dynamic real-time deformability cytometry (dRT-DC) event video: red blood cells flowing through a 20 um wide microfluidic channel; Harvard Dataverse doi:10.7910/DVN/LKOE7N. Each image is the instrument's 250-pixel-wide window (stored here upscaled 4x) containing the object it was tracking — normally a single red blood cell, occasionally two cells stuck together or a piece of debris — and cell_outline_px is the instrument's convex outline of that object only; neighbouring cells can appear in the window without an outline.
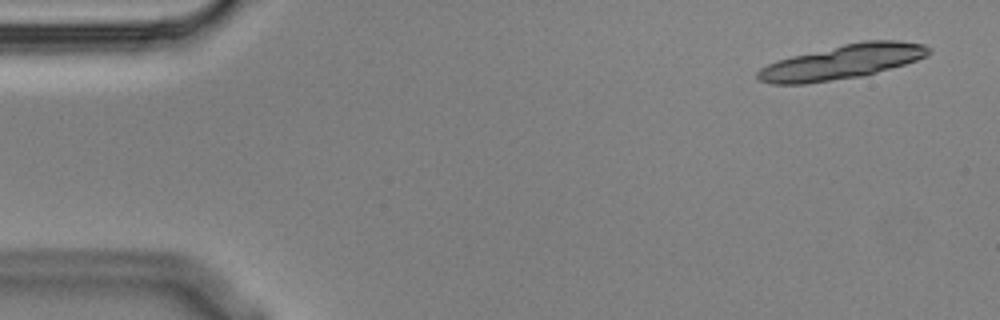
{"species": "Egyptian fruit bat (a non-hibernating species)", "species_latin": "Rousettus aegyptiacus", "temperature_condition": "cold", "stored_images_in_passage": 4, "segment_of_instrument_passage": [1, 2], "camera_frame_rate_fps": 3000, "um_per_image_px": 0.085, "animal": {"sex": "male"}, "frame": {"image": 1, "passage_image": 1, "time_ms": 0.0, "image_size_px": [1000, 320], "cell_outline_px": [[932, 52], [928, 56], [904, 64], [876, 72], [860, 76], [804, 84], [772, 84], [760, 80], [756, 76], [756, 72], [760, 68], [776, 60], [792, 56], [844, 44], [864, 40], [900, 40], [924, 44], [932, 48]], "centroid_in_image_um": [71.61, 5.25], "position_along_channel_um": 13.4, "area_um2": 34.1}}